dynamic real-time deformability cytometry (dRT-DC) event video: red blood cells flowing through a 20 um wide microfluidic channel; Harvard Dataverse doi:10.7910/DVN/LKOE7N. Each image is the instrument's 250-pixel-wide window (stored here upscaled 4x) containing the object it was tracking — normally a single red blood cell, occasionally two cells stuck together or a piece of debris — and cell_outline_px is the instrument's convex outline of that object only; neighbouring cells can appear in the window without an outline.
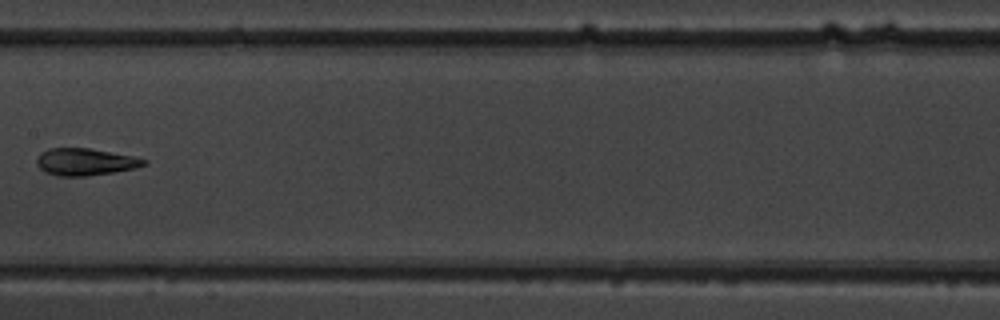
{"species": "common noctule bat (a hibernating species)", "species_latin": "Nyctalus noctula", "temperature_condition": "warm", "stored_images_in_passage": 10, "camera_frame_rate_fps": 3000, "um_per_image_px": 0.085, "animal": {"sex": "male", "body_mass_g": 19.5, "forearm_length_mm": 54.6}, "frame": {"image": 1, "passage_image": 9, "time_ms": 9.0, "image_size_px": [1000, 320], "cell_outline_px": [[148, 164], [136, 168], [112, 172], [84, 176], [56, 176], [44, 172], [36, 164], [36, 156], [40, 152], [48, 148], [88, 148], [132, 156], [148, 160]], "centroid_in_image_um": [7.2, 13.76], "position_along_channel_um": 200.2, "area_um2": 16.99}}
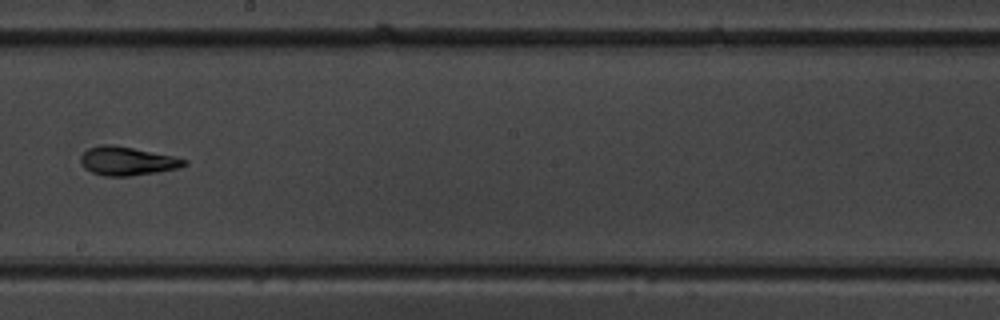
{"frame": {"image": 2, "passage_image": 10, "time_ms": 10.0, "image_size_px": [1000, 320], "cell_outline_px": [[188, 164], [180, 168], [156, 172], [128, 176], [104, 176], [92, 172], [84, 168], [80, 164], [80, 156], [88, 148], [100, 144], [112, 144], [172, 156], [188, 160]], "centroid_in_image_um": [10.78, 13.69], "position_along_channel_um": 237.4, "area_um2": 17.28}}